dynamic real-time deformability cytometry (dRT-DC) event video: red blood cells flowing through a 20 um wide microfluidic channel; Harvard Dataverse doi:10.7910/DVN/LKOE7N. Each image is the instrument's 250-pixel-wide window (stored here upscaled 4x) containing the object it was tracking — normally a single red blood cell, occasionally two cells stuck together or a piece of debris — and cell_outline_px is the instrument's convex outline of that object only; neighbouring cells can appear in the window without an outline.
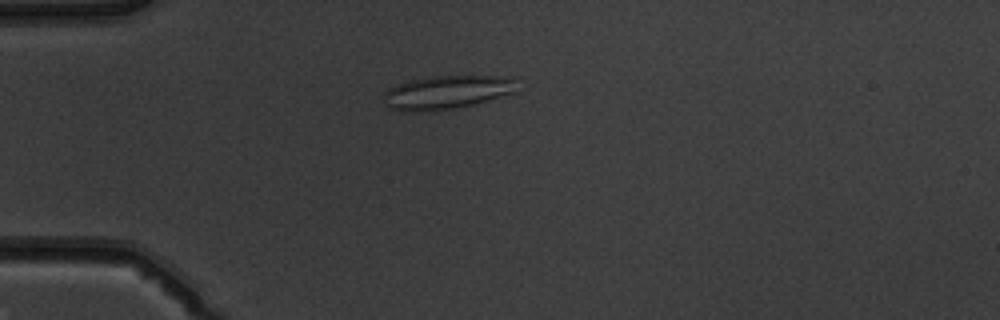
{"species": "common noctule bat (a hibernating species)", "species_latin": "Nyctalus noctula", "temperature_condition": "warm", "stored_images_in_passage": 6, "camera_frame_rate_fps": 3000, "um_per_image_px": 0.085, "animal": {"sex": "male", "body_mass_g": 19.5, "forearm_length_mm": 54.6}, "frame": {"image": 1, "passage_image": 4, "time_ms": 3.333, "image_size_px": [1000, 320], "cell_outline_px": [[516, 92], [476, 104], [456, 108], [432, 112], [404, 112], [388, 108], [384, 96], [384, 92], [388, 88], [396, 84], [412, 80], [432, 76], [516, 76]], "centroid_in_image_um": [38.0, 7.86], "position_along_channel_um": 47.0, "area_um2": 26.59}}
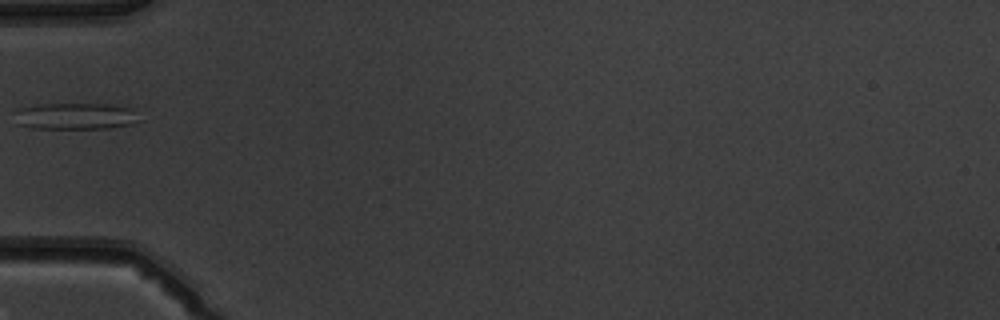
{"frame": {"image": 2, "passage_image": 5, "time_ms": 4.667, "image_size_px": [1000, 320], "cell_outline_px": [[140, 120], [132, 124], [108, 128], [32, 128], [16, 124], [16, 108], [40, 104], [108, 104], [132, 108]], "centroid_in_image_um": [6.39, 9.87], "position_along_channel_um": 78.6, "area_um2": 19.31}}
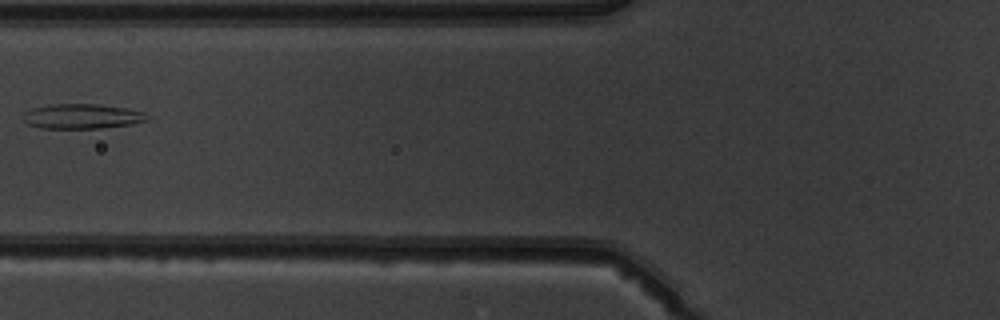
{"frame": {"image": 3, "passage_image": 6, "time_ms": 5.667, "image_size_px": [1000, 320], "cell_outline_px": [[148, 120], [132, 124], [100, 128], [40, 128], [28, 124], [20, 116], [24, 112], [32, 108], [48, 104], [96, 104], [128, 108], [144, 112], [148, 116]], "centroid_in_image_um": [6.95, 9.88], "position_along_channel_um": 118.9, "area_um2": 18.09}}